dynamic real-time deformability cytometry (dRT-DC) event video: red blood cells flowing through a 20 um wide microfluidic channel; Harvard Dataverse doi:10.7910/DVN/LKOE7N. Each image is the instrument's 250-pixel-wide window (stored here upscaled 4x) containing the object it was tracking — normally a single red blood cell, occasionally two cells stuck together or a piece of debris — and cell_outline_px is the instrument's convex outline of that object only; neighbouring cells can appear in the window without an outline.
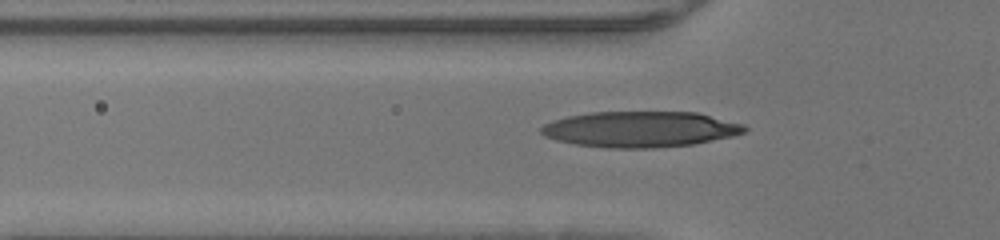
{"species": "human", "species_latin": "Homo sapiens", "temperature_condition": "warm", "stored_images_in_passage": 33, "camera_frame_rate_fps": 3000, "um_per_image_px": 0.085, "donor": {"sex": "male"}, "frame": {"image": 1, "passage_image": 7, "time_ms": 2.0, "image_size_px": [1000, 240], "cell_outline_px": [[748, 128], [744, 132], [732, 136], [692, 144], [652, 148], [608, 148], [576, 144], [556, 140], [544, 136], [540, 132], [540, 128], [544, 124], [552, 120], [568, 116], [592, 112], [696, 112], [744, 124]], "centroid_in_image_um": [54.4, 10.98], "position_along_channel_um": 71.4, "area_um2": 42.37}}
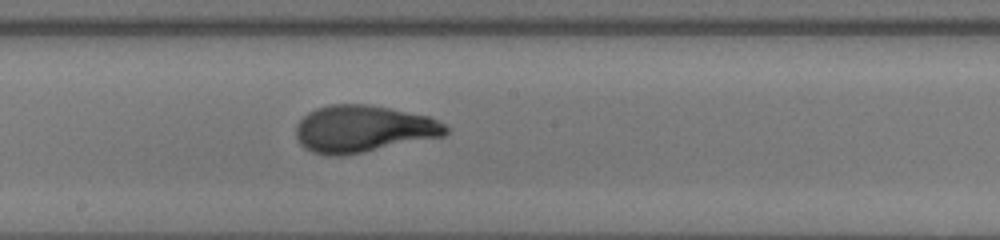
{"frame": {"image": 2, "passage_image": 17, "time_ms": 5.333, "image_size_px": [1000, 240], "cell_outline_px": [[448, 132], [444, 136], [340, 156], [332, 156], [312, 152], [304, 148], [300, 144], [296, 136], [296, 124], [308, 112], [316, 108], [328, 104], [364, 104], [388, 108], [428, 116], [444, 124], [448, 128]], "centroid_in_image_um": [30.83, 10.95], "position_along_channel_um": 217.4, "area_um2": 40.69}}
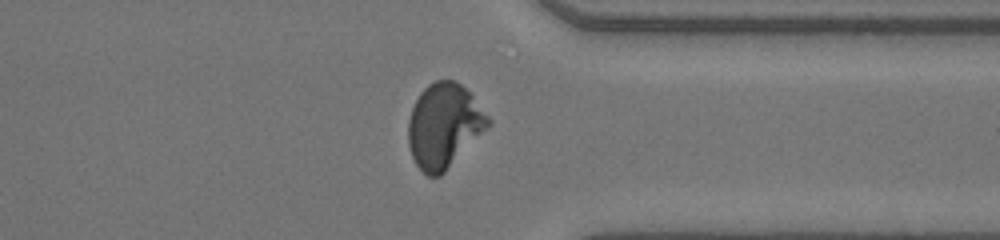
{"frame": {"image": 3, "passage_image": 28, "time_ms": 9.0, "image_size_px": [1000, 240], "cell_outline_px": [[492, 124], [440, 176], [428, 176], [416, 164], [412, 156], [408, 144], [408, 120], [412, 108], [420, 92], [428, 84], [436, 80], [456, 80], [472, 96], [492, 120]], "centroid_in_image_um": [37.74, 10.67], "position_along_channel_um": 373.7, "area_um2": 39.07}}